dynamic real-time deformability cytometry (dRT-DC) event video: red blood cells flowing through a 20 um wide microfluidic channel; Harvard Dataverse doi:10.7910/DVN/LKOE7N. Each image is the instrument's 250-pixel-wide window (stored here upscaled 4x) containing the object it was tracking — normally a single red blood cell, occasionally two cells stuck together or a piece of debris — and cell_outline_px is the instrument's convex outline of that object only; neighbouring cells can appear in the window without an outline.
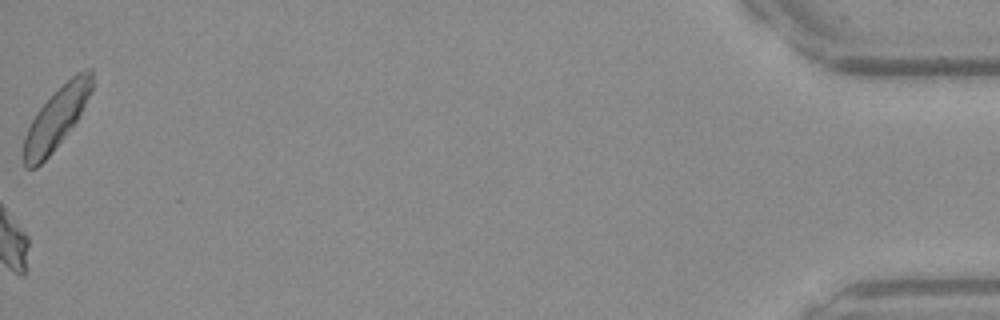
{"species": "Egyptian fruit bat (a non-hibernating species)", "species_latin": "Rousettus aegyptiacus", "temperature_condition": "warm", "stored_images_in_passage": 32, "camera_frame_rate_fps": 3000, "um_per_image_px": 0.085, "frame": {"image": 1, "passage_image": 32, "time_ms": 10.333, "image_size_px": [1000, 320], "cell_outline_px": [[92, 92], [76, 120], [52, 152], [36, 168], [24, 168], [24, 136], [36, 112], [76, 72], [84, 68], [92, 68]], "centroid_in_image_um": [4.8, 10.03], "position_along_channel_um": 430.4, "area_um2": 23.58}}